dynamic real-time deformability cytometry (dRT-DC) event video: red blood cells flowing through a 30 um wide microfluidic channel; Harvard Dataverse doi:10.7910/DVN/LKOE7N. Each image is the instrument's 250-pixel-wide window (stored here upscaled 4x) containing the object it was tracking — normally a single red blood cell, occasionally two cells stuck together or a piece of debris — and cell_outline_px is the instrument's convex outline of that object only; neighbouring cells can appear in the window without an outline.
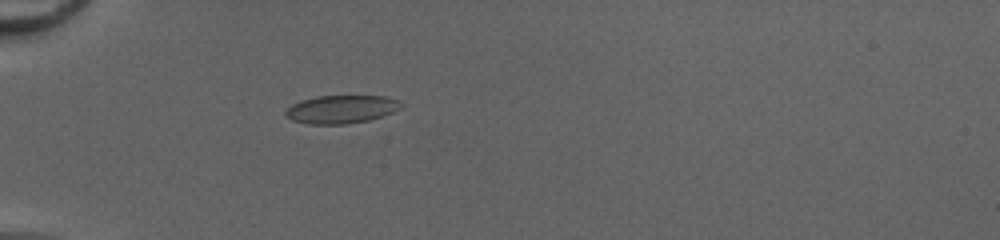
{"species": "common noctule bat (a hibernating species)", "species_latin": "Nyctalus noctula", "temperature_condition": "cold", "stored_images_in_passage": 30, "camera_frame_rate_fps": 3000, "um_per_image_px": 0.085, "animal": {"sex": "female", "body_mass_g": 20.0, "forearm_length_mm": 54.0}, "frame": {"image": 1, "passage_image": 1, "time_ms": 0.0, "image_size_px": [1000, 240], "cell_outline_px": [[404, 104], [400, 108], [392, 112], [368, 120], [344, 124], [308, 124], [292, 120], [284, 116], [284, 112], [292, 104], [300, 100], [316, 96], [384, 96], [396, 100]], "centroid_in_image_um": [28.95, 9.28], "position_along_channel_um": 56.0, "area_um2": 18.84}}
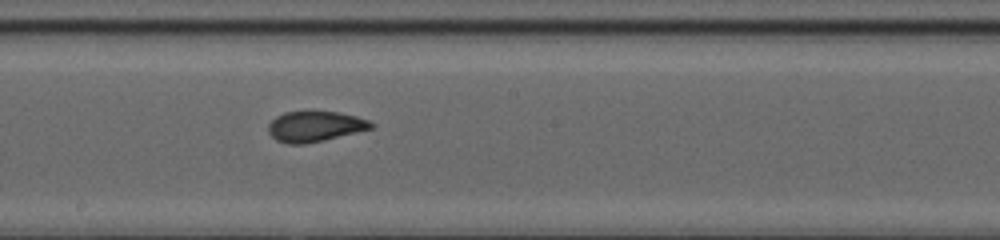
{"frame": {"image": 2, "passage_image": 14, "time_ms": 4.333, "image_size_px": [1000, 240], "cell_outline_px": [[376, 124], [372, 128], [324, 140], [304, 144], [288, 144], [276, 140], [268, 132], [268, 124], [276, 116], [284, 112], [340, 112], [356, 116], [368, 120]], "centroid_in_image_um": [26.76, 10.75], "position_along_channel_um": 221.4, "area_um2": 18.15}}
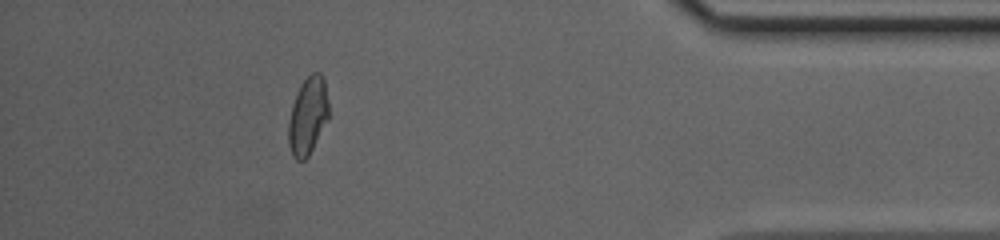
{"frame": {"image": 3, "passage_image": 30, "time_ms": 9.667, "image_size_px": [1000, 240], "cell_outline_px": [[328, 120], [308, 156], [304, 160], [296, 160], [292, 156], [288, 144], [288, 124], [292, 104], [300, 84], [312, 72], [320, 72], [324, 76], [328, 104]], "centroid_in_image_um": [26.16, 9.84], "position_along_channel_um": 409.0, "area_um2": 18.26}, "authors_computed_cell_mechanics": {"area_um2": 18.3804, "velocity_mm_per_s": 4.2099, "shape_relaxation_time_tau1_ms": null, "shape_relaxation_time_tau2_ms": 0.7171, "deformation_change_tau1": null, "deformation_change_tau2": 0.0519}}